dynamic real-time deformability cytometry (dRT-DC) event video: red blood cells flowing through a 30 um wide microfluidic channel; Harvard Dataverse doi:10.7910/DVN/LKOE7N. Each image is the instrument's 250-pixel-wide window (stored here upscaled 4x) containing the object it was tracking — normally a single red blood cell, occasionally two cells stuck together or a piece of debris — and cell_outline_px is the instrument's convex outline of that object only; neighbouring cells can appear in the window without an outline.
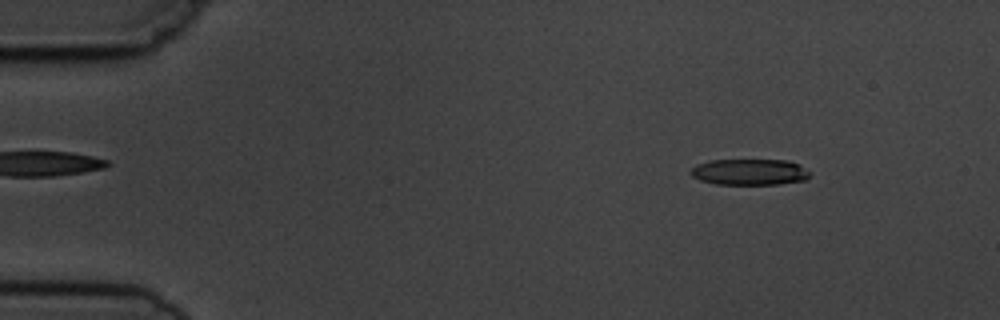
{"species": "common noctule bat (a hibernating species)", "species_latin": "Nyctalus noctula", "temperature_condition": "cold", "stored_images_in_passage": 7, "camera_frame_rate_fps": 3000, "um_per_image_px": 0.085, "animal": {"sex": "male", "body_mass_g": 19.5, "forearm_length_mm": 54.6}, "frame": {"image": 1, "passage_image": 1, "time_ms": 0.0, "image_size_px": [1000, 320], "cell_outline_px": [[812, 172], [804, 180], [780, 184], [716, 184], [700, 180], [692, 176], [688, 172], [696, 164], [708, 160], [788, 160], [800, 164]], "centroid_in_image_um": [63.71, 14.61], "position_along_channel_um": 21.3, "area_um2": 18.32}}
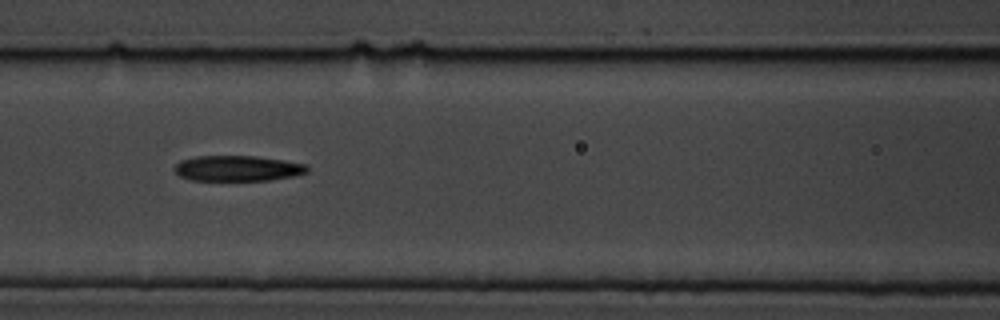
{"frame": {"image": 2, "passage_image": 6, "time_ms": 5.667, "image_size_px": [1000, 320], "cell_outline_px": [[308, 172], [292, 176], [268, 180], [192, 180], [180, 176], [176, 172], [176, 164], [180, 160], [196, 156], [256, 156], [284, 160], [308, 164]], "centroid_in_image_um": [20.22, 14.3], "position_along_channel_um": 146.4, "area_um2": 19.65}}
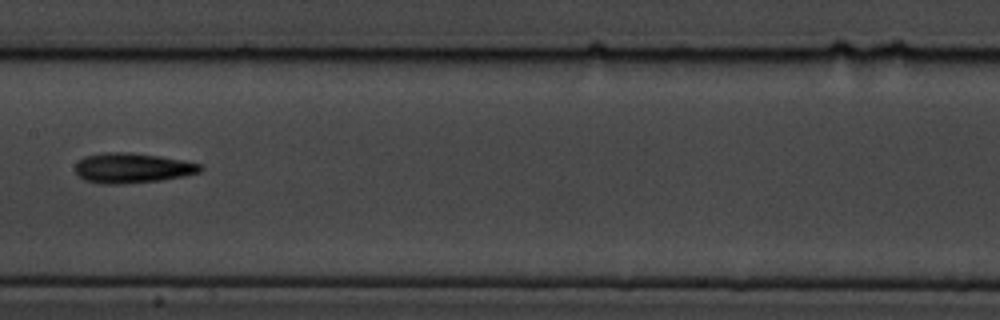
{"frame": {"image": 3, "passage_image": 7, "time_ms": 7.0, "image_size_px": [1000, 320], "cell_outline_px": [[204, 168], [200, 172], [184, 176], [160, 180], [124, 184], [100, 184], [84, 180], [76, 172], [76, 164], [84, 156], [104, 152], [132, 152], [160, 156], [204, 164]], "centroid_in_image_um": [11.27, 14.28], "position_along_channel_um": 196.1, "area_um2": 22.08}}